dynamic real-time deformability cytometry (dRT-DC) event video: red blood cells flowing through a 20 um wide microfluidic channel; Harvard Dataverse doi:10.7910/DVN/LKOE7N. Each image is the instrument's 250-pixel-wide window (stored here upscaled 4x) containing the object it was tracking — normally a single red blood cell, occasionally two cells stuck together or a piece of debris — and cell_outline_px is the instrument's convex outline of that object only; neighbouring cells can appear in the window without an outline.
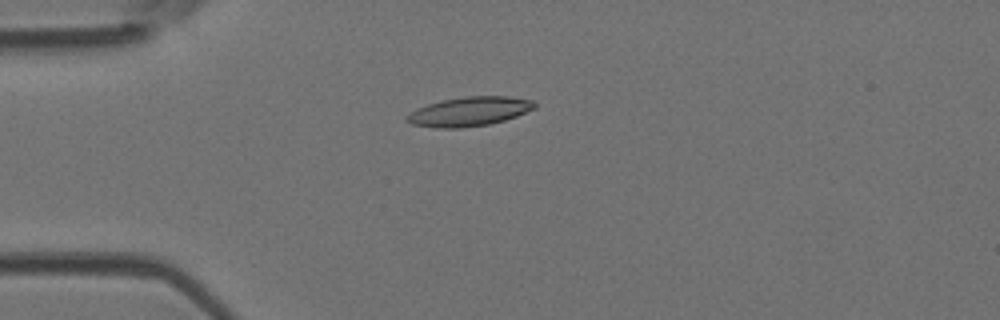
{"species": "Egyptian fruit bat (a non-hibernating species)", "species_latin": "Rousettus aegyptiacus", "temperature_condition": "room temperature", "stored_images_in_passage": 2, "camera_frame_rate_fps": 3000, "um_per_image_px": 0.085, "animal": {"sex": "female"}, "frame": {"image": 1, "passage_image": 2, "time_ms": 0.333, "image_size_px": [1000, 320], "cell_outline_px": [[536, 108], [516, 116], [504, 120], [488, 124], [460, 128], [436, 128], [412, 124], [404, 120], [404, 116], [428, 104], [440, 100], [464, 96], [508, 96], [532, 100], [536, 104]], "centroid_in_image_um": [39.88, 9.47], "position_along_channel_um": 45.1, "area_um2": 21.73}}